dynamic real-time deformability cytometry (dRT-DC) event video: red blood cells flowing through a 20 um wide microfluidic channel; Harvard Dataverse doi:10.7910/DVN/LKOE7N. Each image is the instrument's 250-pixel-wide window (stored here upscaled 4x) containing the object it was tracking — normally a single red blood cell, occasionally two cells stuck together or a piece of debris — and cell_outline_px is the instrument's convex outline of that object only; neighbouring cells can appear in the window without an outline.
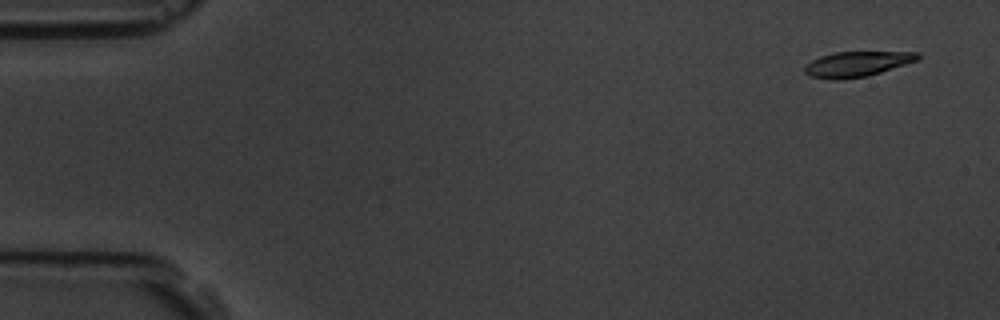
{"species": "common noctule bat (a hibernating species)", "species_latin": "Nyctalus noctula", "temperature_condition": "room temperature", "stored_images_in_passage": 5, "camera_frame_rate_fps": 3000, "um_per_image_px": 0.085, "animal": {"sex": "male", "body_mass_g": 19.5, "forearm_length_mm": 54.6}, "frame": {"image": 1, "passage_image": 1, "time_ms": 0.0, "image_size_px": [1000, 320], "cell_outline_px": [[920, 60], [868, 76], [840, 80], [836, 80], [808, 76], [804, 72], [804, 64], [820, 56], [832, 52], [920, 52]], "centroid_in_image_um": [72.83, 5.44], "position_along_channel_um": 12.2, "area_um2": 16.88}}